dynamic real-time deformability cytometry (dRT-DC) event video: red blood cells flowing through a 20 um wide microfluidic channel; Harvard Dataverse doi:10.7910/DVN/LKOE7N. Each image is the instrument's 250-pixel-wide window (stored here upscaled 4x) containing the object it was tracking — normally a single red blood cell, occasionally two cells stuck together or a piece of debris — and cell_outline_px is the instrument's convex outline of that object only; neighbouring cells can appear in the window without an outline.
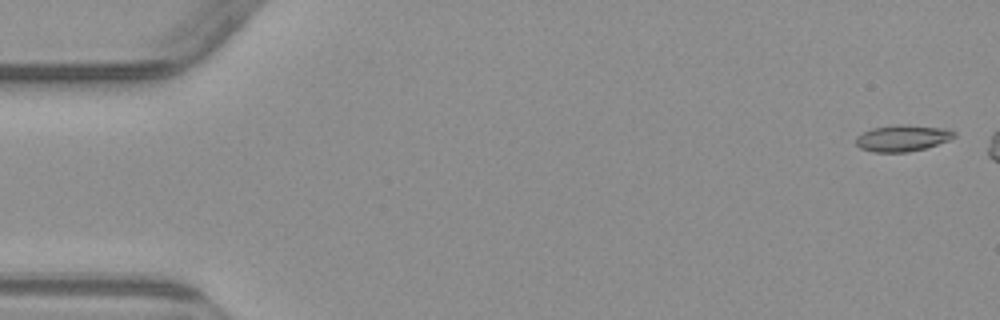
{"species": "common noctule bat (a hibernating species)", "species_latin": "Nyctalus noctula", "temperature_condition": "warm", "stored_images_in_passage": 6, "camera_frame_rate_fps": 3000, "um_per_image_px": 0.085, "animal": {"sex": "male", "body_mass_g": 23.1, "forearm_length_mm": 52.7}, "frame": {"image": 1, "passage_image": 1, "time_ms": 0.0, "image_size_px": [1000, 320], "cell_outline_px": [[956, 136], [948, 140], [924, 148], [908, 152], [872, 152], [860, 148], [856, 144], [856, 136], [872, 128], [900, 124], [944, 128], [956, 132]], "centroid_in_image_um": [76.69, 11.74], "position_along_channel_um": 8.3, "area_um2": 14.97}}